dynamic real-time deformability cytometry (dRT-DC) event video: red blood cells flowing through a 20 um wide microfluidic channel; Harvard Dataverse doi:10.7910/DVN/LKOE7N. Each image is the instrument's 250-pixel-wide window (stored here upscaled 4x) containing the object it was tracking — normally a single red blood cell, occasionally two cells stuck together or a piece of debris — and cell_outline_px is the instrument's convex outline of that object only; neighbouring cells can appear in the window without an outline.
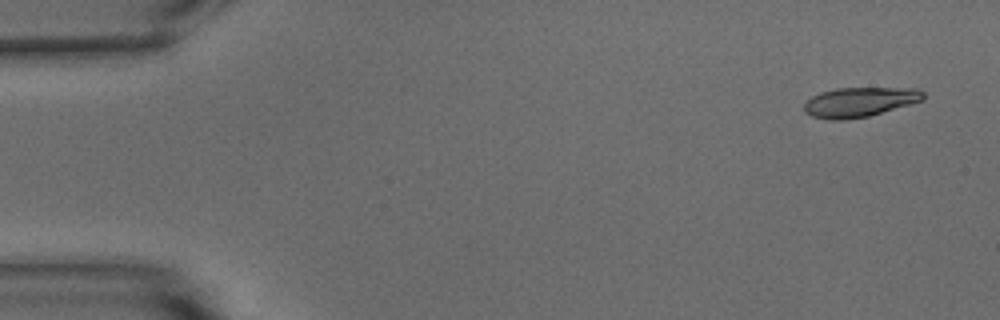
{"species": "common noctule bat (a hibernating species)", "species_latin": "Nyctalus noctula", "temperature_condition": "warm", "stored_images_in_passage": 15, "camera_frame_rate_fps": 3000, "um_per_image_px": 0.085, "animal": {"sex": "male", "body_mass_g": 15.6}, "frame": {"image": 1, "passage_image": 1, "time_ms": 0.0, "image_size_px": [1000, 320], "cell_outline_px": [[924, 100], [868, 116], [840, 120], [828, 120], [812, 116], [804, 112], [804, 104], [812, 96], [820, 92], [836, 88], [920, 88], [924, 92]], "centroid_in_image_um": [73.06, 8.66], "position_along_channel_um": 11.9, "area_um2": 20.58}}
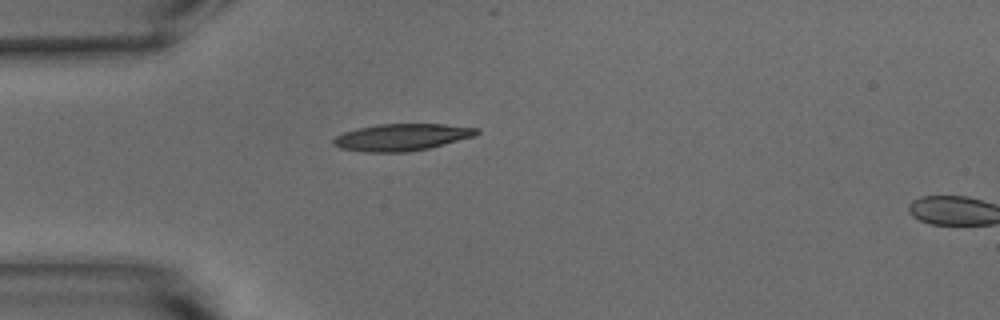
{"frame": {"image": 2, "passage_image": 13, "time_ms": 4.0, "image_size_px": [1000, 320], "cell_outline_px": [[480, 132], [476, 136], [428, 148], [408, 152], [364, 152], [340, 148], [332, 144], [332, 140], [336, 136], [344, 132], [356, 128], [376, 124], [444, 124], [480, 128]], "centroid_in_image_um": [34.15, 11.66], "position_along_channel_um": 50.9, "area_um2": 22.66}}